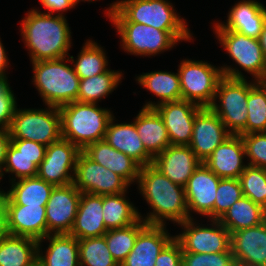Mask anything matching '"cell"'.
Returning a JSON list of instances; mask_svg holds the SVG:
<instances>
[{
	"instance_id": "6da1fadb",
	"label": "cell",
	"mask_w": 266,
	"mask_h": 266,
	"mask_svg": "<svg viewBox=\"0 0 266 266\" xmlns=\"http://www.w3.org/2000/svg\"><path fill=\"white\" fill-rule=\"evenodd\" d=\"M137 189L150 210L139 217L149 225L180 224L189 219L184 187L173 183L152 164L141 167Z\"/></svg>"
},
{
	"instance_id": "7a4b0ae2",
	"label": "cell",
	"mask_w": 266,
	"mask_h": 266,
	"mask_svg": "<svg viewBox=\"0 0 266 266\" xmlns=\"http://www.w3.org/2000/svg\"><path fill=\"white\" fill-rule=\"evenodd\" d=\"M67 17L30 9L19 26L30 62L59 59L69 55L72 48L71 28Z\"/></svg>"
},
{
	"instance_id": "3957f363",
	"label": "cell",
	"mask_w": 266,
	"mask_h": 266,
	"mask_svg": "<svg viewBox=\"0 0 266 266\" xmlns=\"http://www.w3.org/2000/svg\"><path fill=\"white\" fill-rule=\"evenodd\" d=\"M117 35L120 46L128 55L151 57L171 50L180 41L192 42L191 31H163L142 23L130 22L115 6L114 2L104 11Z\"/></svg>"
},
{
	"instance_id": "277c9868",
	"label": "cell",
	"mask_w": 266,
	"mask_h": 266,
	"mask_svg": "<svg viewBox=\"0 0 266 266\" xmlns=\"http://www.w3.org/2000/svg\"><path fill=\"white\" fill-rule=\"evenodd\" d=\"M68 63H71L68 56L31 62V82L46 106L59 108L77 101L80 78Z\"/></svg>"
},
{
	"instance_id": "5b68a950",
	"label": "cell",
	"mask_w": 266,
	"mask_h": 266,
	"mask_svg": "<svg viewBox=\"0 0 266 266\" xmlns=\"http://www.w3.org/2000/svg\"><path fill=\"white\" fill-rule=\"evenodd\" d=\"M97 103L71 102L59 107L61 137L84 150L88 145L104 140L113 111Z\"/></svg>"
},
{
	"instance_id": "8992f818",
	"label": "cell",
	"mask_w": 266,
	"mask_h": 266,
	"mask_svg": "<svg viewBox=\"0 0 266 266\" xmlns=\"http://www.w3.org/2000/svg\"><path fill=\"white\" fill-rule=\"evenodd\" d=\"M213 31L223 50L235 65L237 64L221 66L223 76L247 79L242 72L244 70L245 73L252 75V80L257 81L266 72V59L259 39L227 29H213Z\"/></svg>"
},
{
	"instance_id": "52a82bcc",
	"label": "cell",
	"mask_w": 266,
	"mask_h": 266,
	"mask_svg": "<svg viewBox=\"0 0 266 266\" xmlns=\"http://www.w3.org/2000/svg\"><path fill=\"white\" fill-rule=\"evenodd\" d=\"M256 84V81L248 78L234 79L223 76L217 85L210 108L233 135H238L246 127L248 93Z\"/></svg>"
},
{
	"instance_id": "ba28073f",
	"label": "cell",
	"mask_w": 266,
	"mask_h": 266,
	"mask_svg": "<svg viewBox=\"0 0 266 266\" xmlns=\"http://www.w3.org/2000/svg\"><path fill=\"white\" fill-rule=\"evenodd\" d=\"M11 139L35 141L48 146L61 138L59 108H17L9 128Z\"/></svg>"
},
{
	"instance_id": "9c48e42d",
	"label": "cell",
	"mask_w": 266,
	"mask_h": 266,
	"mask_svg": "<svg viewBox=\"0 0 266 266\" xmlns=\"http://www.w3.org/2000/svg\"><path fill=\"white\" fill-rule=\"evenodd\" d=\"M182 100L201 107H210L214 101L217 85L223 77L220 66L208 61L183 59L178 65Z\"/></svg>"
},
{
	"instance_id": "30bf717a",
	"label": "cell",
	"mask_w": 266,
	"mask_h": 266,
	"mask_svg": "<svg viewBox=\"0 0 266 266\" xmlns=\"http://www.w3.org/2000/svg\"><path fill=\"white\" fill-rule=\"evenodd\" d=\"M114 6L130 22L163 31H191L169 0H117Z\"/></svg>"
},
{
	"instance_id": "8fae6325",
	"label": "cell",
	"mask_w": 266,
	"mask_h": 266,
	"mask_svg": "<svg viewBox=\"0 0 266 266\" xmlns=\"http://www.w3.org/2000/svg\"><path fill=\"white\" fill-rule=\"evenodd\" d=\"M195 220L190 218L178 224L182 229L174 238L183 253L211 254L231 249V234L218 220L207 219V226Z\"/></svg>"
},
{
	"instance_id": "7c38bea8",
	"label": "cell",
	"mask_w": 266,
	"mask_h": 266,
	"mask_svg": "<svg viewBox=\"0 0 266 266\" xmlns=\"http://www.w3.org/2000/svg\"><path fill=\"white\" fill-rule=\"evenodd\" d=\"M73 184L81 193L95 195L124 193L130 187L121 176L91 160L83 151L77 158Z\"/></svg>"
},
{
	"instance_id": "4fadbf2b",
	"label": "cell",
	"mask_w": 266,
	"mask_h": 266,
	"mask_svg": "<svg viewBox=\"0 0 266 266\" xmlns=\"http://www.w3.org/2000/svg\"><path fill=\"white\" fill-rule=\"evenodd\" d=\"M81 151L77 145L61 137L46 147L37 176L55 187L72 184L77 158Z\"/></svg>"
},
{
	"instance_id": "5bb4252c",
	"label": "cell",
	"mask_w": 266,
	"mask_h": 266,
	"mask_svg": "<svg viewBox=\"0 0 266 266\" xmlns=\"http://www.w3.org/2000/svg\"><path fill=\"white\" fill-rule=\"evenodd\" d=\"M81 192L75 185L56 186L47 201V235L69 234L77 215Z\"/></svg>"
},
{
	"instance_id": "9a60e30c",
	"label": "cell",
	"mask_w": 266,
	"mask_h": 266,
	"mask_svg": "<svg viewBox=\"0 0 266 266\" xmlns=\"http://www.w3.org/2000/svg\"><path fill=\"white\" fill-rule=\"evenodd\" d=\"M220 179L203 162L195 169L184 187L189 219L193 218V213L214 219V203Z\"/></svg>"
},
{
	"instance_id": "2e32d148",
	"label": "cell",
	"mask_w": 266,
	"mask_h": 266,
	"mask_svg": "<svg viewBox=\"0 0 266 266\" xmlns=\"http://www.w3.org/2000/svg\"><path fill=\"white\" fill-rule=\"evenodd\" d=\"M231 135L210 107H202L195 115L189 147L204 162Z\"/></svg>"
},
{
	"instance_id": "e0dca14e",
	"label": "cell",
	"mask_w": 266,
	"mask_h": 266,
	"mask_svg": "<svg viewBox=\"0 0 266 266\" xmlns=\"http://www.w3.org/2000/svg\"><path fill=\"white\" fill-rule=\"evenodd\" d=\"M3 211L4 233L40 240L47 236L45 206L0 205Z\"/></svg>"
},
{
	"instance_id": "ac0fdd59",
	"label": "cell",
	"mask_w": 266,
	"mask_h": 266,
	"mask_svg": "<svg viewBox=\"0 0 266 266\" xmlns=\"http://www.w3.org/2000/svg\"><path fill=\"white\" fill-rule=\"evenodd\" d=\"M202 107L186 100L164 102L154 107L163 119L171 145L189 146L196 113Z\"/></svg>"
},
{
	"instance_id": "d6986e66",
	"label": "cell",
	"mask_w": 266,
	"mask_h": 266,
	"mask_svg": "<svg viewBox=\"0 0 266 266\" xmlns=\"http://www.w3.org/2000/svg\"><path fill=\"white\" fill-rule=\"evenodd\" d=\"M226 22L214 21L212 29L237 31L259 39L266 21V6L257 0H240L229 9Z\"/></svg>"
},
{
	"instance_id": "ffe728a7",
	"label": "cell",
	"mask_w": 266,
	"mask_h": 266,
	"mask_svg": "<svg viewBox=\"0 0 266 266\" xmlns=\"http://www.w3.org/2000/svg\"><path fill=\"white\" fill-rule=\"evenodd\" d=\"M231 251L237 266H266V220L231 233Z\"/></svg>"
},
{
	"instance_id": "44dd1931",
	"label": "cell",
	"mask_w": 266,
	"mask_h": 266,
	"mask_svg": "<svg viewBox=\"0 0 266 266\" xmlns=\"http://www.w3.org/2000/svg\"><path fill=\"white\" fill-rule=\"evenodd\" d=\"M165 225L147 224L135 240L132 251L120 266H155L164 247L174 238Z\"/></svg>"
},
{
	"instance_id": "7402d4cb",
	"label": "cell",
	"mask_w": 266,
	"mask_h": 266,
	"mask_svg": "<svg viewBox=\"0 0 266 266\" xmlns=\"http://www.w3.org/2000/svg\"><path fill=\"white\" fill-rule=\"evenodd\" d=\"M200 163L189 146L169 145L153 159L152 165L173 183L185 187Z\"/></svg>"
},
{
	"instance_id": "603a6c76",
	"label": "cell",
	"mask_w": 266,
	"mask_h": 266,
	"mask_svg": "<svg viewBox=\"0 0 266 266\" xmlns=\"http://www.w3.org/2000/svg\"><path fill=\"white\" fill-rule=\"evenodd\" d=\"M241 135H231L203 162L220 178L238 179L247 166Z\"/></svg>"
},
{
	"instance_id": "cb8c5ba5",
	"label": "cell",
	"mask_w": 266,
	"mask_h": 266,
	"mask_svg": "<svg viewBox=\"0 0 266 266\" xmlns=\"http://www.w3.org/2000/svg\"><path fill=\"white\" fill-rule=\"evenodd\" d=\"M111 118L105 132L104 140L114 149L135 160L141 167L151 165L153 157L145 150L134 122L115 123Z\"/></svg>"
},
{
	"instance_id": "d4e9b609",
	"label": "cell",
	"mask_w": 266,
	"mask_h": 266,
	"mask_svg": "<svg viewBox=\"0 0 266 266\" xmlns=\"http://www.w3.org/2000/svg\"><path fill=\"white\" fill-rule=\"evenodd\" d=\"M107 231L103 217L102 195L81 193L77 215L69 235L80 240L101 237Z\"/></svg>"
},
{
	"instance_id": "484cf974",
	"label": "cell",
	"mask_w": 266,
	"mask_h": 266,
	"mask_svg": "<svg viewBox=\"0 0 266 266\" xmlns=\"http://www.w3.org/2000/svg\"><path fill=\"white\" fill-rule=\"evenodd\" d=\"M91 160L121 176L130 186L137 183L141 166L128 155L114 149L105 140L82 150Z\"/></svg>"
},
{
	"instance_id": "4316f807",
	"label": "cell",
	"mask_w": 266,
	"mask_h": 266,
	"mask_svg": "<svg viewBox=\"0 0 266 266\" xmlns=\"http://www.w3.org/2000/svg\"><path fill=\"white\" fill-rule=\"evenodd\" d=\"M44 240L49 242L45 250ZM37 266H80L78 239L69 234H49L40 239Z\"/></svg>"
},
{
	"instance_id": "83f0119b",
	"label": "cell",
	"mask_w": 266,
	"mask_h": 266,
	"mask_svg": "<svg viewBox=\"0 0 266 266\" xmlns=\"http://www.w3.org/2000/svg\"><path fill=\"white\" fill-rule=\"evenodd\" d=\"M10 185L3 191L0 205L46 206L55 187L38 176L18 179Z\"/></svg>"
},
{
	"instance_id": "f1b7e54d",
	"label": "cell",
	"mask_w": 266,
	"mask_h": 266,
	"mask_svg": "<svg viewBox=\"0 0 266 266\" xmlns=\"http://www.w3.org/2000/svg\"><path fill=\"white\" fill-rule=\"evenodd\" d=\"M145 150L155 158L170 143L163 119L154 108H141L133 120Z\"/></svg>"
},
{
	"instance_id": "f546056e",
	"label": "cell",
	"mask_w": 266,
	"mask_h": 266,
	"mask_svg": "<svg viewBox=\"0 0 266 266\" xmlns=\"http://www.w3.org/2000/svg\"><path fill=\"white\" fill-rule=\"evenodd\" d=\"M136 82L158 97V101H145L143 108H154L164 102L178 101L182 99L180 88V76L171 71H151L138 75Z\"/></svg>"
},
{
	"instance_id": "4dcf8cb0",
	"label": "cell",
	"mask_w": 266,
	"mask_h": 266,
	"mask_svg": "<svg viewBox=\"0 0 266 266\" xmlns=\"http://www.w3.org/2000/svg\"><path fill=\"white\" fill-rule=\"evenodd\" d=\"M38 240L3 233L0 236V266H37Z\"/></svg>"
},
{
	"instance_id": "1f68e13d",
	"label": "cell",
	"mask_w": 266,
	"mask_h": 266,
	"mask_svg": "<svg viewBox=\"0 0 266 266\" xmlns=\"http://www.w3.org/2000/svg\"><path fill=\"white\" fill-rule=\"evenodd\" d=\"M266 220V209L242 196L218 220L230 234L243 228H250Z\"/></svg>"
},
{
	"instance_id": "d6a6232c",
	"label": "cell",
	"mask_w": 266,
	"mask_h": 266,
	"mask_svg": "<svg viewBox=\"0 0 266 266\" xmlns=\"http://www.w3.org/2000/svg\"><path fill=\"white\" fill-rule=\"evenodd\" d=\"M127 192L102 195L104 224L107 230L123 228L136 223L139 210L126 196ZM128 198V199H127Z\"/></svg>"
},
{
	"instance_id": "836d02e7",
	"label": "cell",
	"mask_w": 266,
	"mask_h": 266,
	"mask_svg": "<svg viewBox=\"0 0 266 266\" xmlns=\"http://www.w3.org/2000/svg\"><path fill=\"white\" fill-rule=\"evenodd\" d=\"M122 71L108 69L99 75L80 79L77 101L97 103L112 94L124 78Z\"/></svg>"
},
{
	"instance_id": "e575fe53",
	"label": "cell",
	"mask_w": 266,
	"mask_h": 266,
	"mask_svg": "<svg viewBox=\"0 0 266 266\" xmlns=\"http://www.w3.org/2000/svg\"><path fill=\"white\" fill-rule=\"evenodd\" d=\"M83 44L76 59L70 54L68 55L78 77L85 79L106 72L109 69V59L105 49L92 39L86 40Z\"/></svg>"
},
{
	"instance_id": "d590c367",
	"label": "cell",
	"mask_w": 266,
	"mask_h": 266,
	"mask_svg": "<svg viewBox=\"0 0 266 266\" xmlns=\"http://www.w3.org/2000/svg\"><path fill=\"white\" fill-rule=\"evenodd\" d=\"M147 225L141 218L134 224L108 230L104 235L107 247L115 259L121 265L127 255L132 251L138 233Z\"/></svg>"
},
{
	"instance_id": "8d00e7d4",
	"label": "cell",
	"mask_w": 266,
	"mask_h": 266,
	"mask_svg": "<svg viewBox=\"0 0 266 266\" xmlns=\"http://www.w3.org/2000/svg\"><path fill=\"white\" fill-rule=\"evenodd\" d=\"M80 266H120L112 257L104 236L78 240Z\"/></svg>"
},
{
	"instance_id": "74e56055",
	"label": "cell",
	"mask_w": 266,
	"mask_h": 266,
	"mask_svg": "<svg viewBox=\"0 0 266 266\" xmlns=\"http://www.w3.org/2000/svg\"><path fill=\"white\" fill-rule=\"evenodd\" d=\"M246 127L238 134L266 132V93L256 84L248 93Z\"/></svg>"
},
{
	"instance_id": "f35d334b",
	"label": "cell",
	"mask_w": 266,
	"mask_h": 266,
	"mask_svg": "<svg viewBox=\"0 0 266 266\" xmlns=\"http://www.w3.org/2000/svg\"><path fill=\"white\" fill-rule=\"evenodd\" d=\"M238 179L243 196L266 209V169L247 165Z\"/></svg>"
},
{
	"instance_id": "ab89813d",
	"label": "cell",
	"mask_w": 266,
	"mask_h": 266,
	"mask_svg": "<svg viewBox=\"0 0 266 266\" xmlns=\"http://www.w3.org/2000/svg\"><path fill=\"white\" fill-rule=\"evenodd\" d=\"M10 173V181L13 182L22 178L36 177L38 174V166L32 162V159L22 156L20 151L10 143L7 149L6 161L0 172V180Z\"/></svg>"
},
{
	"instance_id": "60d3db41",
	"label": "cell",
	"mask_w": 266,
	"mask_h": 266,
	"mask_svg": "<svg viewBox=\"0 0 266 266\" xmlns=\"http://www.w3.org/2000/svg\"><path fill=\"white\" fill-rule=\"evenodd\" d=\"M243 196L239 179L221 178L214 203V220H219L224 213Z\"/></svg>"
},
{
	"instance_id": "b9f144b4",
	"label": "cell",
	"mask_w": 266,
	"mask_h": 266,
	"mask_svg": "<svg viewBox=\"0 0 266 266\" xmlns=\"http://www.w3.org/2000/svg\"><path fill=\"white\" fill-rule=\"evenodd\" d=\"M247 165L266 169V132L243 134Z\"/></svg>"
},
{
	"instance_id": "7bdbcfd3",
	"label": "cell",
	"mask_w": 266,
	"mask_h": 266,
	"mask_svg": "<svg viewBox=\"0 0 266 266\" xmlns=\"http://www.w3.org/2000/svg\"><path fill=\"white\" fill-rule=\"evenodd\" d=\"M8 76L0 75V130H9L18 107Z\"/></svg>"
},
{
	"instance_id": "ee69618b",
	"label": "cell",
	"mask_w": 266,
	"mask_h": 266,
	"mask_svg": "<svg viewBox=\"0 0 266 266\" xmlns=\"http://www.w3.org/2000/svg\"><path fill=\"white\" fill-rule=\"evenodd\" d=\"M182 266H237L231 249L211 254L182 253Z\"/></svg>"
},
{
	"instance_id": "f6af8a7d",
	"label": "cell",
	"mask_w": 266,
	"mask_h": 266,
	"mask_svg": "<svg viewBox=\"0 0 266 266\" xmlns=\"http://www.w3.org/2000/svg\"><path fill=\"white\" fill-rule=\"evenodd\" d=\"M11 143L20 151L22 156L32 159V162L39 167L45 157L47 146L24 139H11Z\"/></svg>"
},
{
	"instance_id": "bcb514c9",
	"label": "cell",
	"mask_w": 266,
	"mask_h": 266,
	"mask_svg": "<svg viewBox=\"0 0 266 266\" xmlns=\"http://www.w3.org/2000/svg\"><path fill=\"white\" fill-rule=\"evenodd\" d=\"M182 253L179 242L173 238L158 255L155 266H182Z\"/></svg>"
},
{
	"instance_id": "7dc6e473",
	"label": "cell",
	"mask_w": 266,
	"mask_h": 266,
	"mask_svg": "<svg viewBox=\"0 0 266 266\" xmlns=\"http://www.w3.org/2000/svg\"><path fill=\"white\" fill-rule=\"evenodd\" d=\"M43 8L47 10L44 13L65 16V12L74 9L73 0H39Z\"/></svg>"
},
{
	"instance_id": "c3c4849f",
	"label": "cell",
	"mask_w": 266,
	"mask_h": 266,
	"mask_svg": "<svg viewBox=\"0 0 266 266\" xmlns=\"http://www.w3.org/2000/svg\"><path fill=\"white\" fill-rule=\"evenodd\" d=\"M11 143L9 130H0V172L4 167L7 155V149Z\"/></svg>"
},
{
	"instance_id": "681fc988",
	"label": "cell",
	"mask_w": 266,
	"mask_h": 266,
	"mask_svg": "<svg viewBox=\"0 0 266 266\" xmlns=\"http://www.w3.org/2000/svg\"><path fill=\"white\" fill-rule=\"evenodd\" d=\"M5 49L0 37V75H8L10 62Z\"/></svg>"
},
{
	"instance_id": "f907efd6",
	"label": "cell",
	"mask_w": 266,
	"mask_h": 266,
	"mask_svg": "<svg viewBox=\"0 0 266 266\" xmlns=\"http://www.w3.org/2000/svg\"><path fill=\"white\" fill-rule=\"evenodd\" d=\"M259 41H260V44H261V47H262V51H263L264 57L266 59V21H265V23L263 25V30L261 32Z\"/></svg>"
},
{
	"instance_id": "816d5d0a",
	"label": "cell",
	"mask_w": 266,
	"mask_h": 266,
	"mask_svg": "<svg viewBox=\"0 0 266 266\" xmlns=\"http://www.w3.org/2000/svg\"><path fill=\"white\" fill-rule=\"evenodd\" d=\"M256 83L266 93V72L256 81Z\"/></svg>"
},
{
	"instance_id": "f5cc1de1",
	"label": "cell",
	"mask_w": 266,
	"mask_h": 266,
	"mask_svg": "<svg viewBox=\"0 0 266 266\" xmlns=\"http://www.w3.org/2000/svg\"><path fill=\"white\" fill-rule=\"evenodd\" d=\"M4 233L3 211L0 207V236Z\"/></svg>"
},
{
	"instance_id": "db71d44e",
	"label": "cell",
	"mask_w": 266,
	"mask_h": 266,
	"mask_svg": "<svg viewBox=\"0 0 266 266\" xmlns=\"http://www.w3.org/2000/svg\"><path fill=\"white\" fill-rule=\"evenodd\" d=\"M89 2V3H91V2H95V1H99V0H73V4H74V6H78V3H80V2Z\"/></svg>"
},
{
	"instance_id": "11a10c76",
	"label": "cell",
	"mask_w": 266,
	"mask_h": 266,
	"mask_svg": "<svg viewBox=\"0 0 266 266\" xmlns=\"http://www.w3.org/2000/svg\"><path fill=\"white\" fill-rule=\"evenodd\" d=\"M0 182H1V180H0ZM3 189L0 187V199H1V197H2V195H3Z\"/></svg>"
}]
</instances>
